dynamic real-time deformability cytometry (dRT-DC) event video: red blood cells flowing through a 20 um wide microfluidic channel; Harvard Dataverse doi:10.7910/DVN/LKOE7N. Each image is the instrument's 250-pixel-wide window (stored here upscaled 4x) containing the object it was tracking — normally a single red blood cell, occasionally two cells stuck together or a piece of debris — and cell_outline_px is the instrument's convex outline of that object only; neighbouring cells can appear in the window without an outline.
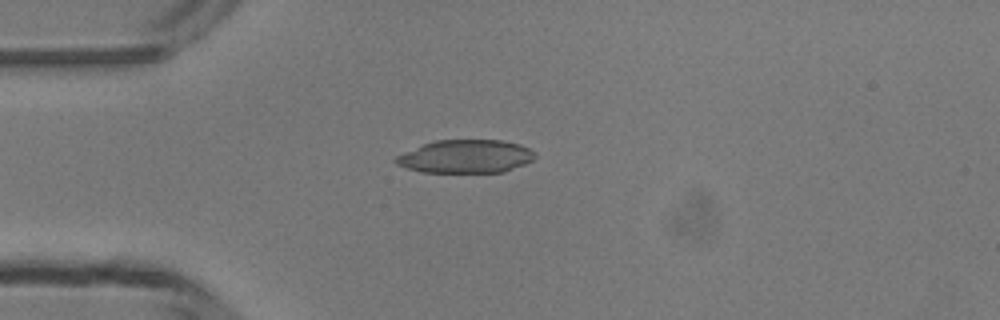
{"species": "common noctule bat (a hibernating species)", "species_latin": "Nyctalus noctula", "temperature_condition": "room temperature", "stored_images_in_passage": 6, "camera_frame_rate_fps": 3000, "um_per_image_px": 0.085, "animal": {"sex": "male", "body_mass_g": 13.3}, "frame": {"image": 1, "passage_image": 4, "time_ms": 3.667, "image_size_px": [1000, 320], "cell_outline_px": [[536, 156], [532, 160], [524, 164], [504, 172], [420, 172], [396, 164], [392, 160], [396, 156], [404, 152], [424, 144], [436, 140], [500, 140], [520, 144], [536, 152]], "centroid_in_image_um": [39.58, 13.3], "position_along_channel_um": 45.4, "area_um2": 26.88}}
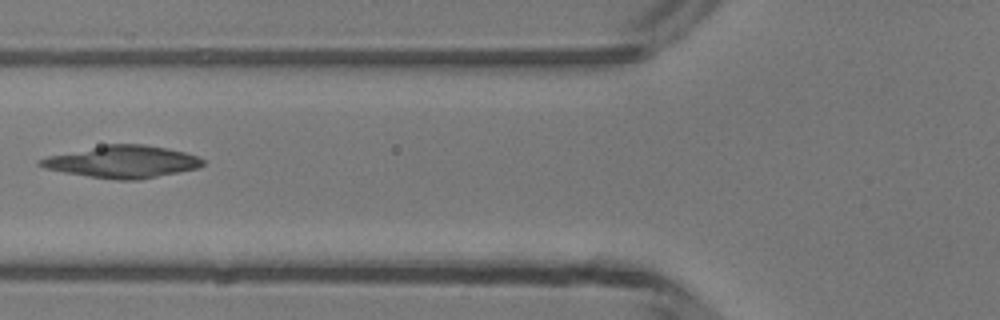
{"frame": {"image": 2, "passage_image": 6, "time_ms": 5.667, "image_size_px": [1000, 320], "cell_outline_px": [[204, 164], [200, 168], [136, 180], [116, 180], [64, 172], [44, 168], [36, 164], [40, 160], [48, 156], [104, 144], [144, 144], [168, 148], [184, 152], [196, 156], [204, 160]], "centroid_in_image_um": [10.42, 13.74], "position_along_channel_um": 115.4, "area_um2": 30.29}}